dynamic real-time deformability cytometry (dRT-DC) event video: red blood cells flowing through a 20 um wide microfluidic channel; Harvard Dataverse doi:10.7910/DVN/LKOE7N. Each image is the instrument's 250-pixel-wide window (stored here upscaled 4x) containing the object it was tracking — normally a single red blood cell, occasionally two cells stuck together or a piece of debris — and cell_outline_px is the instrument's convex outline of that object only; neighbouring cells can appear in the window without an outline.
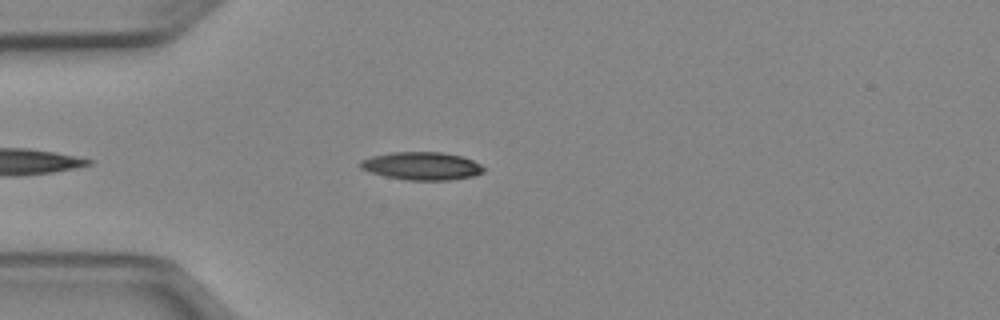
{"species": "Egyptian fruit bat (a non-hibernating species)", "species_latin": "Rousettus aegyptiacus", "temperature_condition": "cold", "stored_images_in_passage": 39, "camera_frame_rate_fps": 3000, "um_per_image_px": 0.085, "animal": {"sex": "female"}, "frame": {"image": 1, "passage_image": 5, "time_ms": 1.333, "image_size_px": [1000, 320], "cell_outline_px": [[484, 172], [472, 176], [448, 180], [408, 180], [384, 176], [368, 172], [360, 168], [356, 164], [360, 160], [372, 156], [392, 152], [444, 152], [460, 156], [472, 160], [480, 164], [484, 168]], "centroid_in_image_um": [35.79, 14.1], "position_along_channel_um": 49.2, "area_um2": 20.17}}
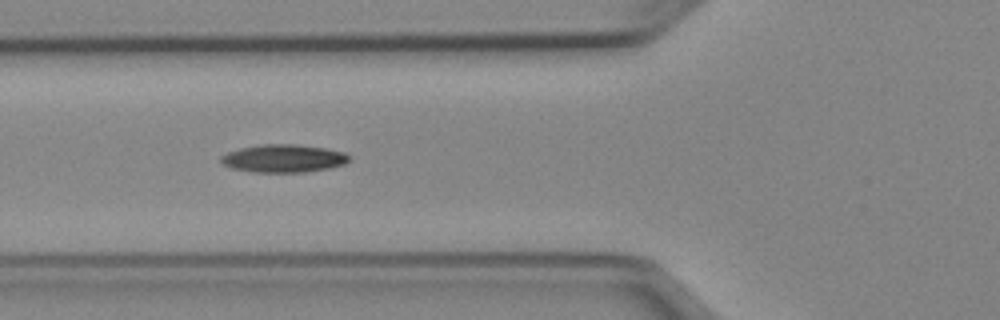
{"frame": {"image": 2, "passage_image": 10, "time_ms": 3.0, "image_size_px": [1000, 320], "cell_outline_px": [[352, 160], [344, 164], [328, 168], [304, 172], [252, 172], [232, 168], [224, 164], [220, 160], [220, 156], [228, 152], [240, 148], [260, 144], [296, 144], [324, 148], [344, 152], [352, 156]], "centroid_in_image_um": [24.12, 13.46], "position_along_channel_um": 101.7, "area_um2": 20.92}}
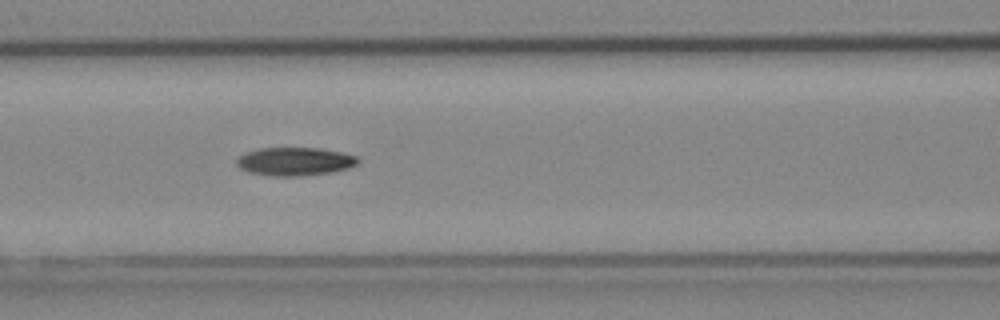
{"frame": {"image": 3, "passage_image": 13, "time_ms": 4.0, "image_size_px": [1000, 320], "cell_outline_px": [[360, 160], [356, 164], [348, 168], [332, 172], [296, 176], [272, 176], [248, 172], [240, 168], [236, 164], [236, 160], [240, 156], [248, 152], [260, 148], [316, 148], [340, 152], [356, 156]], "centroid_in_image_um": [25.05, 13.73], "position_along_channel_um": 141.6, "area_um2": 19.77}}